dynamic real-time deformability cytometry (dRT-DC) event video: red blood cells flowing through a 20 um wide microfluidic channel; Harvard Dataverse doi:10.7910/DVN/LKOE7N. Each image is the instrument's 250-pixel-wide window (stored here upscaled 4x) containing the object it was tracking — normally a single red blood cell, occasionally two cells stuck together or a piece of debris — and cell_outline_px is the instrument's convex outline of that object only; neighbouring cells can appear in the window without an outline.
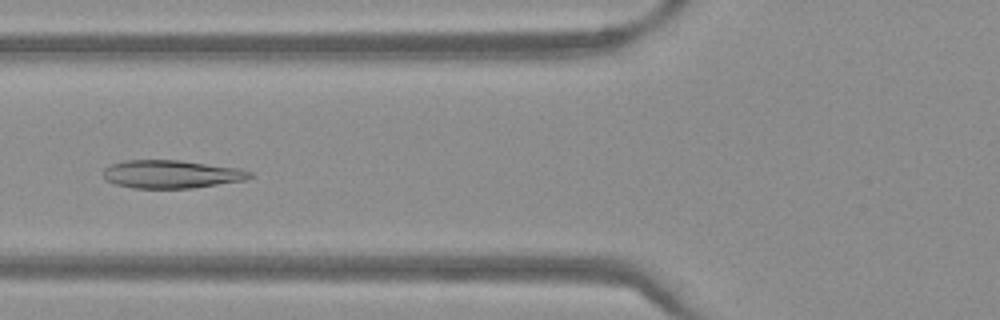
{"species": "Egyptian fruit bat (a non-hibernating species)", "species_latin": "Rousettus aegyptiacus", "temperature_condition": "warm", "stored_images_in_passage": 51, "camera_frame_rate_fps": 3000, "um_per_image_px": 0.085, "frame": {"image": 1, "passage_image": 20, "time_ms": 6.333, "image_size_px": [1000, 320], "cell_outline_px": [[252, 176], [244, 180], [192, 188], [132, 188], [116, 184], [104, 180], [100, 172], [108, 164], [124, 160], [180, 160], [240, 168], [252, 172]], "centroid_in_image_um": [14.49, 14.79], "position_along_channel_um": 111.3, "area_um2": 24.28}}
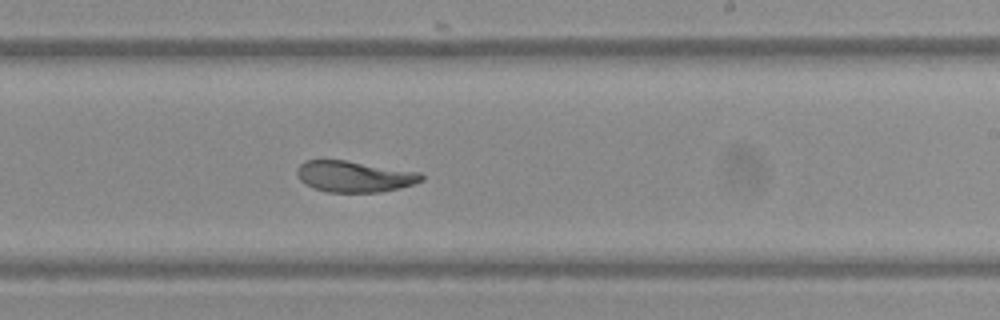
{"frame": {"image": 2, "passage_image": 31, "time_ms": 10.0, "image_size_px": [1000, 320], "cell_outline_px": [[424, 180], [400, 188], [380, 192], [328, 192], [312, 188], [304, 184], [300, 180], [296, 172], [296, 168], [304, 160], [344, 160], [420, 172], [424, 176]], "centroid_in_image_um": [30.09, 15.0], "position_along_channel_um": 258.9, "area_um2": 22.66}}
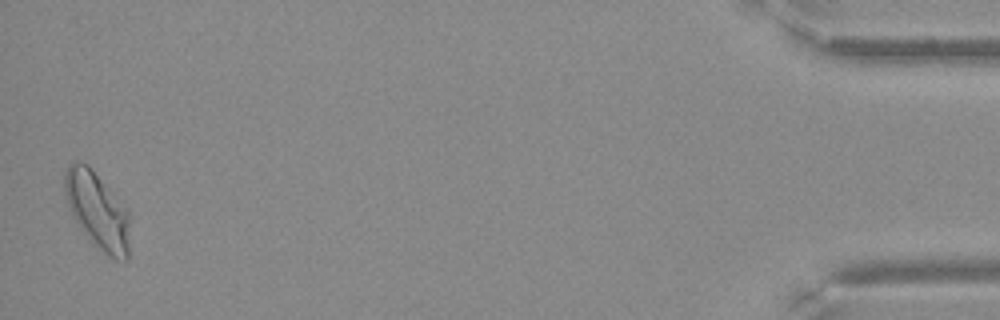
{"frame": {"image": 3, "passage_image": 50, "time_ms": 16.333, "image_size_px": [1000, 320], "cell_outline_px": [[128, 260], [116, 260], [108, 256], [80, 228], [72, 216], [68, 208], [64, 192], [64, 172], [68, 164], [72, 160], [76, 160], [88, 164], [112, 192], [128, 212]], "centroid_in_image_um": [8.22, 17.84], "position_along_channel_um": 427.0, "area_um2": 28.73}}